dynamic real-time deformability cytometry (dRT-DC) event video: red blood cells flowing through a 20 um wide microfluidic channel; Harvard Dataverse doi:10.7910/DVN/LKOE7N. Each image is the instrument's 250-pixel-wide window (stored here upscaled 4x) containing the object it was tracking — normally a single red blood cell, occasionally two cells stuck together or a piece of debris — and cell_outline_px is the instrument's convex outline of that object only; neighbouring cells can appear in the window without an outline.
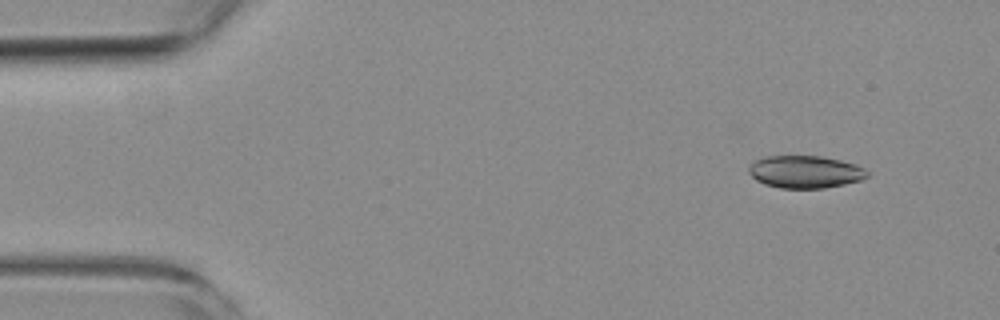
{"species": "common noctule bat (a hibernating species)", "species_latin": "Nyctalus noctula", "temperature_condition": "room temperature", "stored_images_in_passage": 3, "camera_frame_rate_fps": 3000, "um_per_image_px": 0.085, "animal": {"sex": "female", "body_mass_g": 19.3, "forearm_length_mm": 54.1}, "frame": {"image": 1, "passage_image": 1, "time_ms": 0.0, "image_size_px": [1000, 320], "cell_outline_px": [[868, 176], [860, 180], [844, 184], [824, 188], [780, 188], [764, 184], [756, 180], [748, 172], [748, 168], [756, 160], [764, 156], [820, 156], [840, 160], [856, 164], [864, 168], [868, 172]], "centroid_in_image_um": [68.43, 14.61], "position_along_channel_um": 16.6, "area_um2": 22.37}}